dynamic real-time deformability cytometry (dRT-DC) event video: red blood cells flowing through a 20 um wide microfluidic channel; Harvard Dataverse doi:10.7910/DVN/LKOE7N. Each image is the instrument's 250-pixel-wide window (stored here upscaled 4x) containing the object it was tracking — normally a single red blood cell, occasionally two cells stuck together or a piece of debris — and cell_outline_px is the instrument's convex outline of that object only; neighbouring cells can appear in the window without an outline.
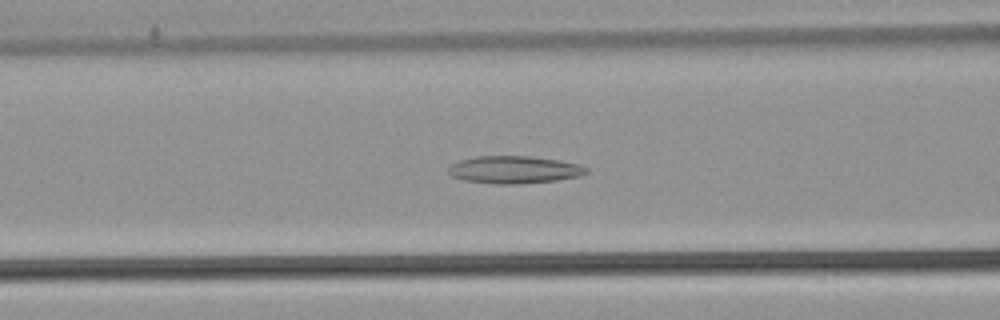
{"species": "common noctule bat (a hibernating species)", "species_latin": "Nyctalus noctula", "temperature_condition": "warm", "stored_images_in_passage": 52, "camera_frame_rate_fps": 3000, "um_per_image_px": 0.085, "animal": {"sex": "male", "body_mass_g": 21.5, "forearm_length_mm": 52.0}, "frame": {"image": 1, "passage_image": 21, "time_ms": 6.667, "image_size_px": [1000, 320], "cell_outline_px": [[588, 172], [580, 176], [556, 180], [516, 184], [496, 184], [464, 180], [452, 176], [448, 172], [448, 168], [452, 164], [460, 160], [476, 156], [528, 156], [560, 160], [580, 164], [588, 168]], "centroid_in_image_um": [43.72, 14.42], "position_along_channel_um": 122.9, "area_um2": 22.08}}
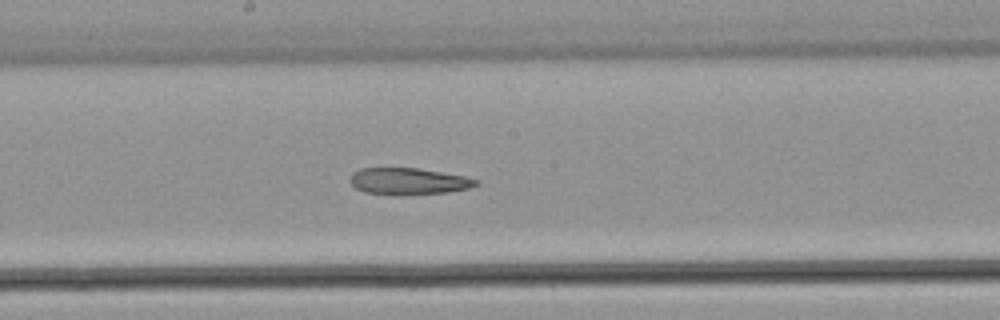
{"frame": {"image": 2, "passage_image": 28, "time_ms": 9.0, "image_size_px": [1000, 320], "cell_outline_px": [[480, 184], [472, 188], [448, 192], [400, 196], [396, 196], [364, 192], [356, 188], [348, 180], [352, 172], [360, 168], [416, 168], [464, 176], [480, 180]], "centroid_in_image_um": [34.72, 15.43], "position_along_channel_um": 213.5, "area_um2": 20.0}}
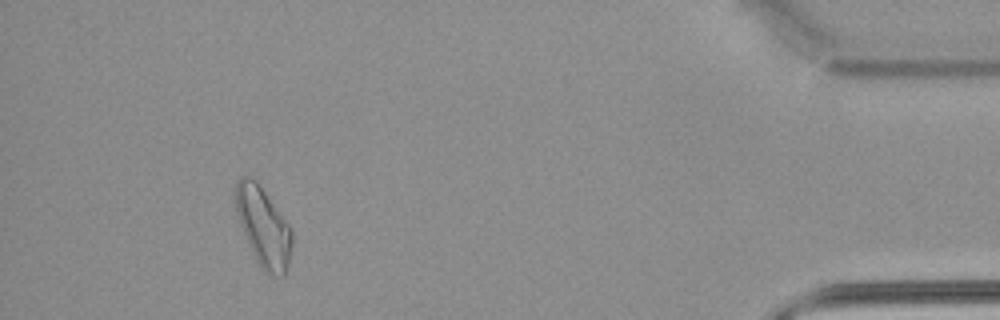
{"frame": {"image": 3, "passage_image": 48, "time_ms": 15.667, "image_size_px": [1000, 320], "cell_outline_px": [[292, 244], [288, 264], [284, 276], [272, 276], [264, 272], [256, 260], [248, 244], [240, 224], [236, 212], [236, 184], [240, 176], [248, 176], [256, 180], [292, 228]], "centroid_in_image_um": [22.39, 19.3], "position_along_channel_um": 412.8, "area_um2": 25.95}}